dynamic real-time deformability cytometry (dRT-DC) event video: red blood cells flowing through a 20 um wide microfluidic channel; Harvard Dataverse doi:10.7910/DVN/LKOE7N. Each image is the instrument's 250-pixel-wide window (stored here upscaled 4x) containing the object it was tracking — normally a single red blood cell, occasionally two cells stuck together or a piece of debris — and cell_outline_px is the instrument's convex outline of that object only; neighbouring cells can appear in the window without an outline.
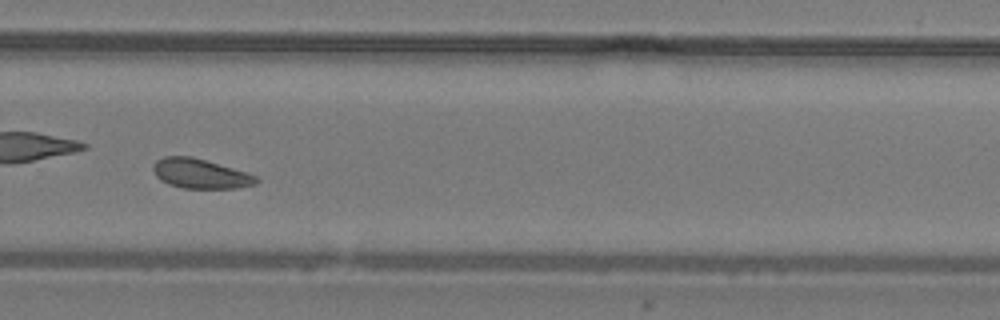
{"species": "common noctule bat (a hibernating species)", "species_latin": "Nyctalus noctula", "temperature_condition": "warm", "stored_images_in_passage": 31, "camera_frame_rate_fps": 3000, "um_per_image_px": 0.085, "animal": {"sex": "male", "body_mass_g": 19.2, "forearm_length_mm": 51.8}, "frame": {"image": 1, "passage_image": 22, "time_ms": 7.0, "image_size_px": [1000, 320], "cell_outline_px": [[260, 180], [256, 184], [236, 188], [184, 188], [168, 184], [160, 180], [156, 176], [152, 168], [156, 160], [164, 156], [192, 156], [248, 172], [256, 176]], "centroid_in_image_um": [17.03, 14.75], "position_along_channel_um": 312.8, "area_um2": 17.92}}